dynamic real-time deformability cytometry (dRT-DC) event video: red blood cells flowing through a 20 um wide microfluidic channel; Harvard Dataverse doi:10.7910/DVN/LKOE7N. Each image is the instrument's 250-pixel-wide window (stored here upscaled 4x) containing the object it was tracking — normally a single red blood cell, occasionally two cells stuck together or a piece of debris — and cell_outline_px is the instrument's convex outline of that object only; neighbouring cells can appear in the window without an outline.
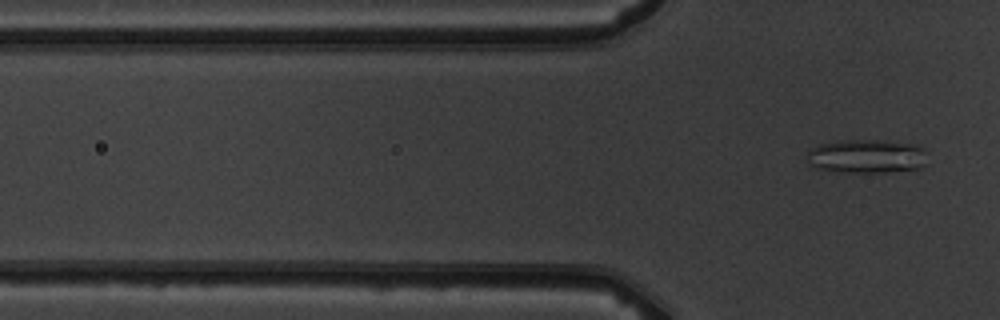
{"species": "common noctule bat (a hibernating species)", "species_latin": "Nyctalus noctula", "temperature_condition": "warm", "stored_images_in_passage": 7, "camera_frame_rate_fps": 3000, "um_per_image_px": 0.085, "animal": {"sex": "male", "body_mass_g": 19.5, "forearm_length_mm": 54.6}, "frame": {"image": 1, "passage_image": 7, "time_ms": 8.0, "image_size_px": [1000, 320], "cell_outline_px": [[924, 164], [920, 168], [884, 172], [848, 172], [820, 168], [808, 164], [804, 156], [812, 148], [820, 144], [848, 140], [876, 140], [920, 144], [924, 148]], "centroid_in_image_um": [73.66, 13.27], "position_along_channel_um": 52.1, "area_um2": 23.52}}